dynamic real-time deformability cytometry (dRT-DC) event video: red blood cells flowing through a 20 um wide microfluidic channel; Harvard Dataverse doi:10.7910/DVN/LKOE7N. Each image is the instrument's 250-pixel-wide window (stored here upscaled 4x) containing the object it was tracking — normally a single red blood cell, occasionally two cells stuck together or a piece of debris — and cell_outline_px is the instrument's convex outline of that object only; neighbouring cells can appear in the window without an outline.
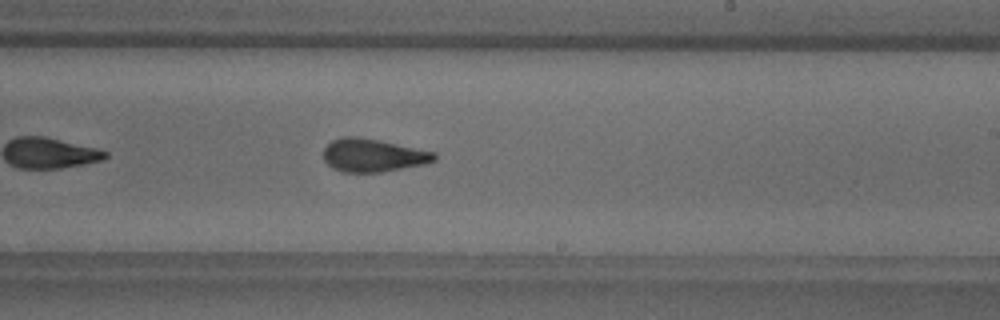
{"species": "common noctule bat (a hibernating species)", "species_latin": "Nyctalus noctula", "temperature_condition": "warm", "stored_images_in_passage": 31, "camera_frame_rate_fps": 3000, "um_per_image_px": 0.085, "animal": {"sex": "male", "body_mass_g": 18.8}, "frame": {"image": 1, "passage_image": 18, "time_ms": 5.667, "image_size_px": [1000, 320], "cell_outline_px": [[436, 160], [424, 164], [380, 172], [344, 172], [332, 168], [324, 160], [324, 148], [332, 140], [344, 136], [356, 136], [380, 140], [436, 152]], "centroid_in_image_um": [31.7, 13.19], "position_along_channel_um": 257.3, "area_um2": 21.33}, "authors_computed_cell_mechanics": {"area_um2": 21.675, "velocity_mm_per_s": 3.8732, "shape_relaxation_time_tau1_ms": 4.5175, "shape_relaxation_time_tau2_ms": 1.5643, "deformation_change_tau1": 0.1431, "deformation_change_tau2": 0.0965}}